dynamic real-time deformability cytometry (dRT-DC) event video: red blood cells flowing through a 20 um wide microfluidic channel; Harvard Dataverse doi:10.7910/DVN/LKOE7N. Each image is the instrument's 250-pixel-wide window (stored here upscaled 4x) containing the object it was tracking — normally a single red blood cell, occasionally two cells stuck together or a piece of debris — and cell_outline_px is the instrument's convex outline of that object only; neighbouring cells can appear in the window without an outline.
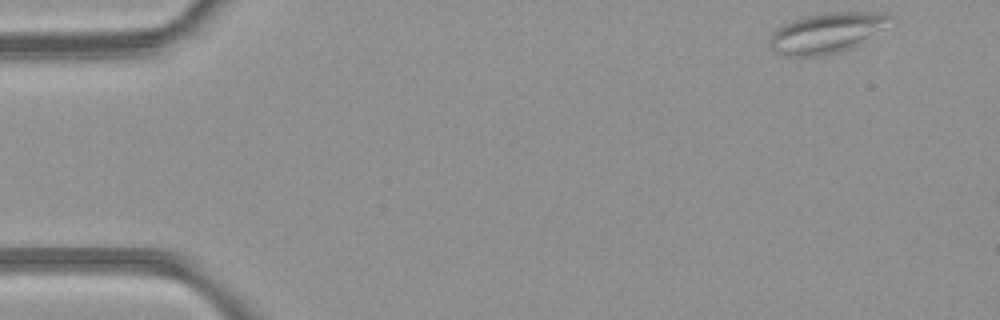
{"species": "common noctule bat (a hibernating species)", "species_latin": "Nyctalus noctula", "temperature_condition": "room temperature", "stored_images_in_passage": 3, "camera_frame_rate_fps": 3000, "um_per_image_px": 0.085, "animal": {"sex": "female", "body_mass_g": 21.9}, "frame": {"image": 1, "passage_image": 1, "time_ms": 0.0, "image_size_px": [1000, 320], "cell_outline_px": [[896, 24], [860, 44], [840, 52], [820, 56], [784, 56], [772, 52], [768, 48], [768, 40], [772, 32], [784, 24], [804, 16], [828, 12], [884, 12], [892, 16], [896, 20]], "centroid_in_image_um": [70.35, 2.8], "position_along_channel_um": 14.6, "area_um2": 29.3}}